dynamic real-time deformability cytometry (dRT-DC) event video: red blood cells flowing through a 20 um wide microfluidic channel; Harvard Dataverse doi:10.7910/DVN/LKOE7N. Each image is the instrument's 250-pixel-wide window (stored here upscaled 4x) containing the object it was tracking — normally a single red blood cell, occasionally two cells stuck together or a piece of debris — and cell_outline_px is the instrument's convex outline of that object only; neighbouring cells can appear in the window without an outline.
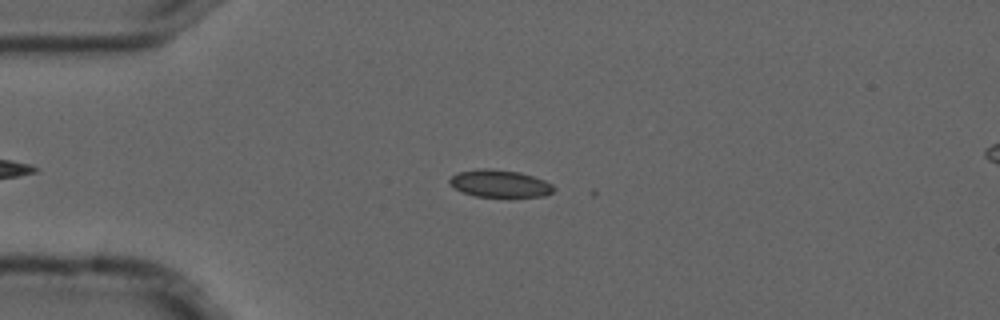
{"species": "common noctule bat (a hibernating species)", "species_latin": "Nyctalus noctula", "temperature_condition": "cold", "stored_images_in_passage": 8, "camera_frame_rate_fps": 3000, "um_per_image_px": 0.085, "animal": {"sex": "male", "forearm_length_mm": 52.5}, "frame": {"image": 1, "passage_image": 6, "time_ms": 1.667, "image_size_px": [1000, 320], "cell_outline_px": [[556, 188], [552, 192], [544, 196], [512, 200], [476, 196], [464, 192], [448, 184], [448, 180], [456, 172], [480, 168], [488, 168], [520, 172], [544, 180], [552, 184]], "centroid_in_image_um": [42.51, 15.65], "position_along_channel_um": 42.5, "area_um2": 17.46}}